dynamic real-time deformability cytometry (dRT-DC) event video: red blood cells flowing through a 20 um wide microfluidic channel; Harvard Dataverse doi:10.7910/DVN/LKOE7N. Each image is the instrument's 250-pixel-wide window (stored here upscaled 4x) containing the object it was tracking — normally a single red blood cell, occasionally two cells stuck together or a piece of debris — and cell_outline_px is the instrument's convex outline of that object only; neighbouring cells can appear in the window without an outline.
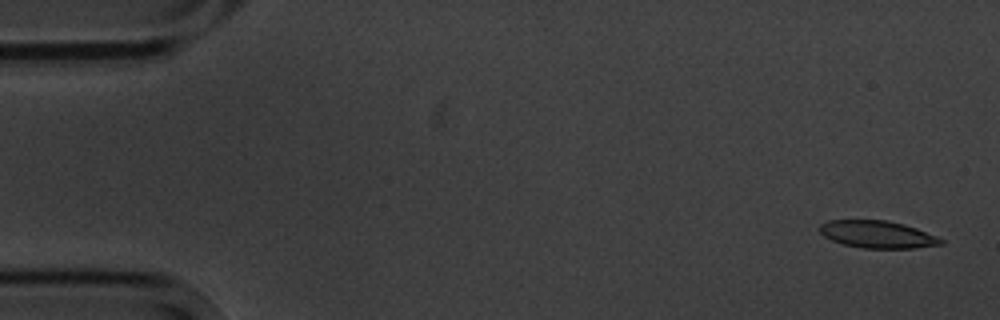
{"species": "common noctule bat (a hibernating species)", "species_latin": "Nyctalus noctula", "temperature_condition": "cold", "stored_images_in_passage": 5, "camera_frame_rate_fps": 3000, "um_per_image_px": 0.085, "animal": {"sex": "male", "body_mass_g": 20.1, "forearm_length_mm": 53.5}, "frame": {"image": 1, "passage_image": 1, "time_ms": 0.0, "image_size_px": [1000, 320], "cell_outline_px": [[944, 244], [916, 248], [864, 248], [844, 244], [832, 240], [824, 236], [820, 232], [820, 224], [828, 220], [888, 220], [904, 224], [916, 228], [936, 236], [944, 240]], "centroid_in_image_um": [74.6, 19.92], "position_along_channel_um": 10.4, "area_um2": 19.25}}